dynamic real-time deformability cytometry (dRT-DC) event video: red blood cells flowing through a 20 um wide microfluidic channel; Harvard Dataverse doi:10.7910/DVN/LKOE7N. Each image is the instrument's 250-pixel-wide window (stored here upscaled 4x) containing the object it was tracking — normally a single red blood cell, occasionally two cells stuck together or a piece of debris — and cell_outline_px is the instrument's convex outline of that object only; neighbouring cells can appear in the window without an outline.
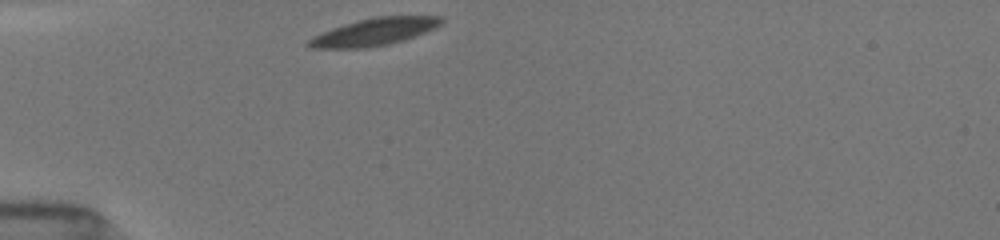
{"species": "common noctule bat (a hibernating species)", "species_latin": "Nyctalus noctula", "temperature_condition": "room temperature", "stored_images_in_passage": 6, "camera_frame_rate_fps": 3000, "um_per_image_px": 0.085, "animal": {"sex": "female", "body_mass_g": 19.5, "forearm_length_mm": 54.1}, "frame": {"image": 1, "passage_image": 1, "time_ms": 0.0, "image_size_px": [1000, 240], "cell_outline_px": [[444, 20], [440, 24], [424, 32], [404, 40], [388, 44], [364, 48], [312, 48], [304, 44], [308, 40], [332, 28], [344, 24], [376, 16], [444, 16]], "centroid_in_image_um": [31.81, 2.71], "position_along_channel_um": 53.2, "area_um2": 20.75}}
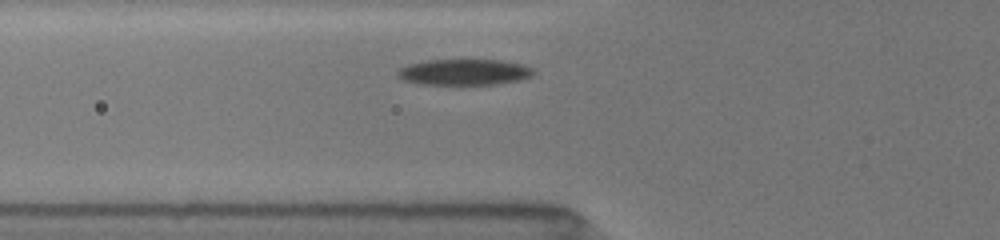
{"frame": {"image": 2, "passage_image": 4, "time_ms": 1.333, "image_size_px": [1000, 240], "cell_outline_px": [[536, 72], [532, 76], [520, 80], [496, 84], [460, 88], [416, 84], [404, 80], [396, 76], [396, 72], [400, 68], [408, 64], [428, 60], [500, 60], [524, 64], [532, 68]], "centroid_in_image_um": [39.43, 6.19], "position_along_channel_um": 86.4, "area_um2": 21.85}}